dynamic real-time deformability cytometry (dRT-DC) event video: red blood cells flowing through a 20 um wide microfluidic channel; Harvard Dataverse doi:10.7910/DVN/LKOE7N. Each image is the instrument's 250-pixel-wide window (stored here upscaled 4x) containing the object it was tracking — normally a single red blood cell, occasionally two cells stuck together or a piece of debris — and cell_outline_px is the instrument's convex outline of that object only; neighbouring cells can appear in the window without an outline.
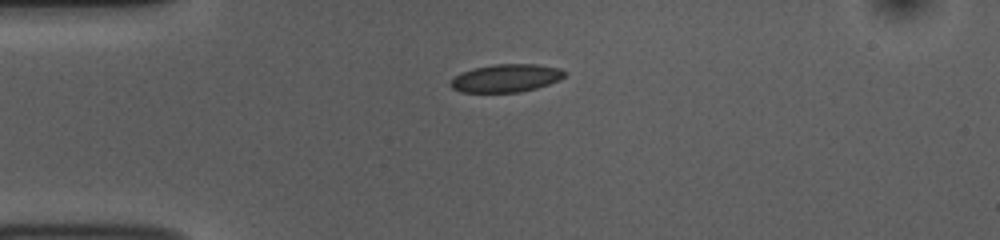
{"species": "common noctule bat (a hibernating species)", "species_latin": "Nyctalus noctula", "temperature_condition": "room temperature", "stored_images_in_passage": 41, "camera_frame_rate_fps": 3000, "um_per_image_px": 0.085, "animal": {"sex": "female", "body_mass_g": 10.0, "forearm_length_mm": 53.1}, "frame": {"image": 1, "passage_image": 1, "time_ms": 0.0, "image_size_px": [1000, 240], "cell_outline_px": [[568, 72], [560, 80], [536, 88], [520, 92], [460, 92], [452, 88], [448, 84], [460, 72], [472, 68], [492, 64], [536, 64], [560, 68]], "centroid_in_image_um": [43.01, 6.63], "position_along_channel_um": 42.0, "area_um2": 18.73}}
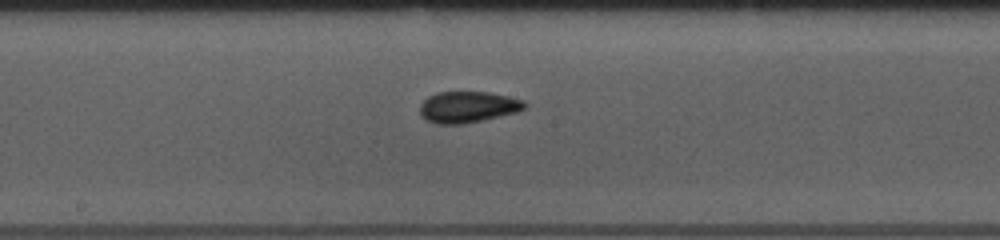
{"frame": {"image": 2, "passage_image": 16, "time_ms": 5.0, "image_size_px": [1000, 240], "cell_outline_px": [[528, 104], [524, 108], [516, 112], [464, 124], [436, 124], [424, 120], [420, 116], [420, 104], [428, 96], [436, 92], [488, 92], [508, 96], [524, 100]], "centroid_in_image_um": [39.73, 9.09], "position_along_channel_um": 208.5, "area_um2": 19.19}}
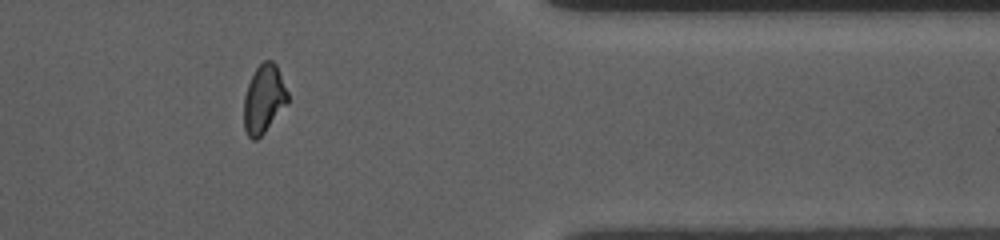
{"frame": {"image": 3, "passage_image": 32, "time_ms": 10.333, "image_size_px": [1000, 240], "cell_outline_px": [[288, 104], [264, 132], [256, 140], [252, 140], [248, 136], [244, 128], [244, 96], [248, 84], [256, 68], [264, 60], [272, 60], [276, 64], [288, 92]], "centroid_in_image_um": [22.43, 8.42], "position_along_channel_um": 389.0, "area_um2": 17.46}, "authors_computed_cell_mechanics": {"area_um2": 18.207, "velocity_mm_per_s": 3.7657, "shape_relaxation_time_tau1_ms": 6.0858, "shape_relaxation_time_tau2_ms": 1.1709, "deformation_change_tau1": 0.1583, "deformation_change_tau2": 0.0666}}